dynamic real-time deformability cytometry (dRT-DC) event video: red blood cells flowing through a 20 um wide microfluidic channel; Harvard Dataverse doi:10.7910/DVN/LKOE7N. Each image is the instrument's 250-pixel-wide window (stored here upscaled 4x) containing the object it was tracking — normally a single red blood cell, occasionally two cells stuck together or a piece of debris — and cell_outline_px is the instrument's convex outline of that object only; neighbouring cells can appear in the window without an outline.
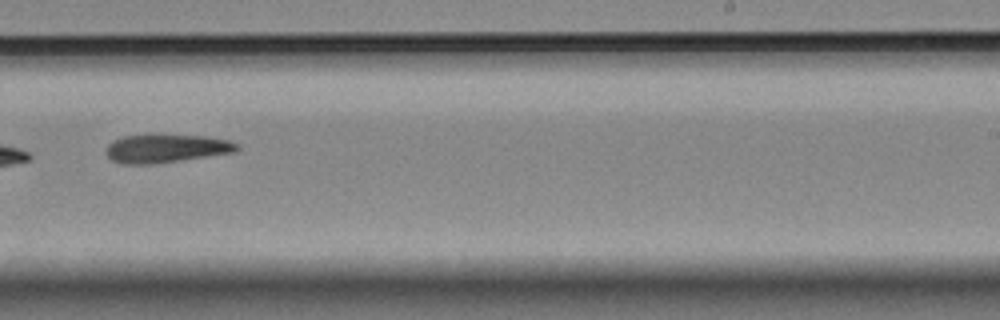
{"species": "Egyptian fruit bat (a non-hibernating species)", "species_latin": "Rousettus aegyptiacus", "temperature_condition": "room temperature", "stored_images_in_passage": 15, "camera_frame_rate_fps": 3000, "um_per_image_px": 0.085, "animal": {"sex": "female"}, "frame": {"image": 1, "passage_image": 9, "time_ms": 10.333, "image_size_px": [1000, 320], "cell_outline_px": [[240, 148], [236, 152], [152, 164], [120, 164], [112, 160], [104, 152], [108, 144], [112, 140], [124, 136], [156, 132], [204, 136], [228, 140], [240, 144]], "centroid_in_image_um": [14.09, 12.58], "position_along_channel_um": 274.9, "area_um2": 22.48}}
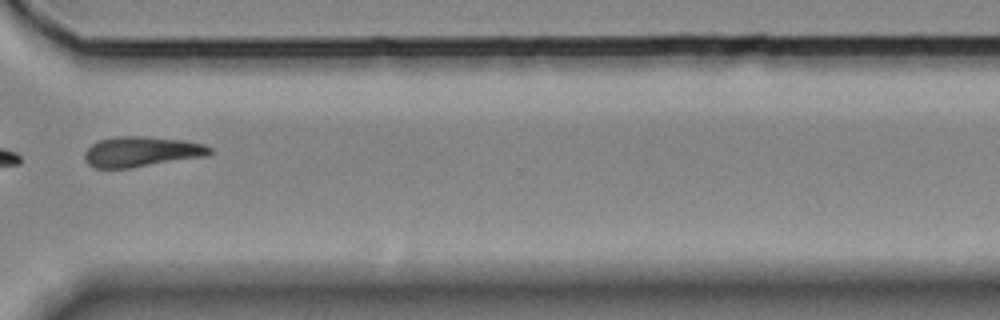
{"frame": {"image": 2, "passage_image": 11, "time_ms": 12.667, "image_size_px": [1000, 320], "cell_outline_px": [[212, 152], [208, 156], [132, 168], [92, 168], [84, 160], [84, 152], [92, 144], [100, 140], [116, 136], [140, 136], [184, 140], [204, 144], [212, 148]], "centroid_in_image_um": [12.03, 12.9], "position_along_channel_um": 358.6, "area_um2": 22.31}}